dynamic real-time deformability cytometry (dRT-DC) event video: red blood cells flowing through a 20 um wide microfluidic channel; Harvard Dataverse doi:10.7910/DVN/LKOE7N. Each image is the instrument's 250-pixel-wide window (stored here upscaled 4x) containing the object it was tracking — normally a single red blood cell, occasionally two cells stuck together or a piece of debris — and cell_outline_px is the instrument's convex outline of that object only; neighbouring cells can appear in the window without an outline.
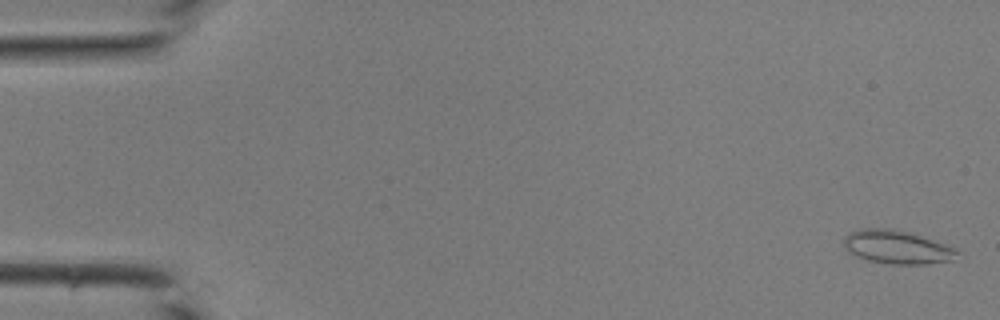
{"species": "common noctule bat (a hibernating species)", "species_latin": "Nyctalus noctula", "temperature_condition": "room temperature", "stored_images_in_passage": 43, "camera_frame_rate_fps": 3000, "um_per_image_px": 0.085, "animal": {"sex": "male", "body_mass_g": 19.0, "forearm_length_mm": 50.8}, "frame": {"image": 1, "passage_image": 1, "time_ms": 0.0, "image_size_px": [1000, 320], "cell_outline_px": [[960, 252], [952, 260], [924, 264], [892, 264], [868, 260], [852, 252], [844, 244], [844, 240], [848, 232], [860, 228], [892, 228], [920, 236], [956, 248]], "centroid_in_image_um": [76.26, 20.99], "position_along_channel_um": 8.7, "area_um2": 21.62}}
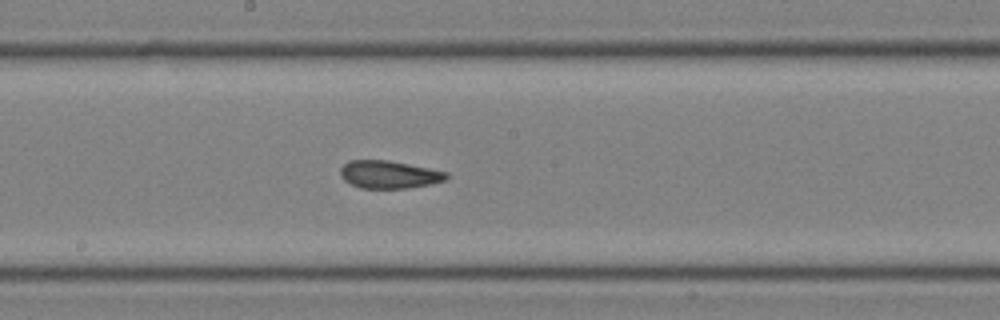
{"frame": {"image": 2, "passage_image": 23, "time_ms": 7.333, "image_size_px": [1000, 320], "cell_outline_px": [[448, 176], [444, 180], [432, 184], [408, 188], [360, 188], [344, 180], [340, 176], [340, 168], [348, 160], [388, 160], [448, 172]], "centroid_in_image_um": [33.05, 14.83], "position_along_channel_um": 215.2, "area_um2": 17.11}}
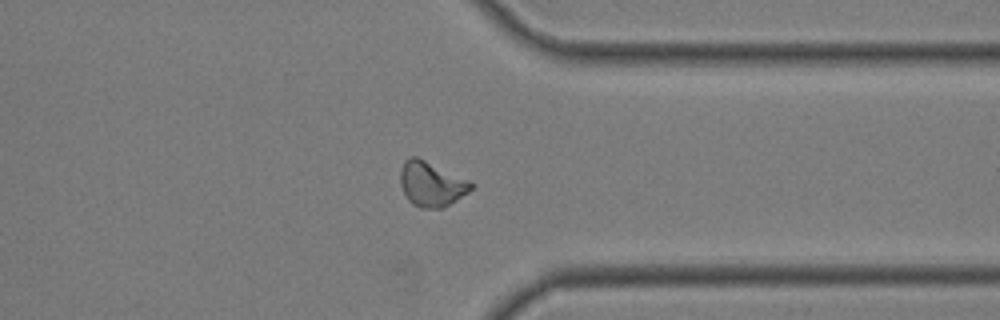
{"frame": {"image": 3, "passage_image": 33, "time_ms": 10.667, "image_size_px": [1000, 320], "cell_outline_px": [[476, 184], [468, 192], [444, 208], [420, 208], [412, 204], [408, 200], [400, 184], [400, 168], [404, 160], [412, 156], [416, 156], [468, 180]], "centroid_in_image_um": [36.65, 15.65], "position_along_channel_um": 374.8, "area_um2": 18.44}}